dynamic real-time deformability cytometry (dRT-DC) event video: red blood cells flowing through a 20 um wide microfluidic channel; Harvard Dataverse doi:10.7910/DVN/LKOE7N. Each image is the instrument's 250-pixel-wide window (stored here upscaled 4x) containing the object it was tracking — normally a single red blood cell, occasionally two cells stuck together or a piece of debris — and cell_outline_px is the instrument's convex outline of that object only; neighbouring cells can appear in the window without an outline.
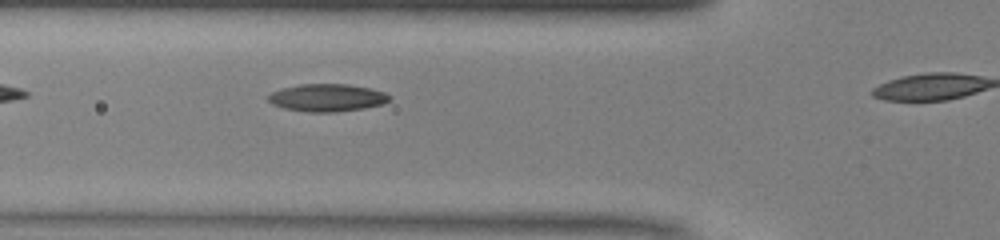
{"species": "common noctule bat (a hibernating species)", "species_latin": "Nyctalus noctula", "temperature_condition": "warm", "stored_images_in_passage": 7, "camera_frame_rate_fps": 3000, "um_per_image_px": 0.085, "animal": {"sex": "male", "body_mass_g": 13.0, "forearm_length_mm": 53.1}, "frame": {"image": 1, "passage_image": 3, "time_ms": 0.667, "image_size_px": [1000, 240], "cell_outline_px": [[392, 100], [384, 104], [364, 108], [336, 112], [308, 112], [284, 108], [272, 104], [268, 100], [268, 96], [272, 92], [284, 88], [300, 84], [348, 84], [372, 88], [384, 92], [392, 96]], "centroid_in_image_um": [27.87, 8.3], "position_along_channel_um": 97.9, "area_um2": 19.59}}